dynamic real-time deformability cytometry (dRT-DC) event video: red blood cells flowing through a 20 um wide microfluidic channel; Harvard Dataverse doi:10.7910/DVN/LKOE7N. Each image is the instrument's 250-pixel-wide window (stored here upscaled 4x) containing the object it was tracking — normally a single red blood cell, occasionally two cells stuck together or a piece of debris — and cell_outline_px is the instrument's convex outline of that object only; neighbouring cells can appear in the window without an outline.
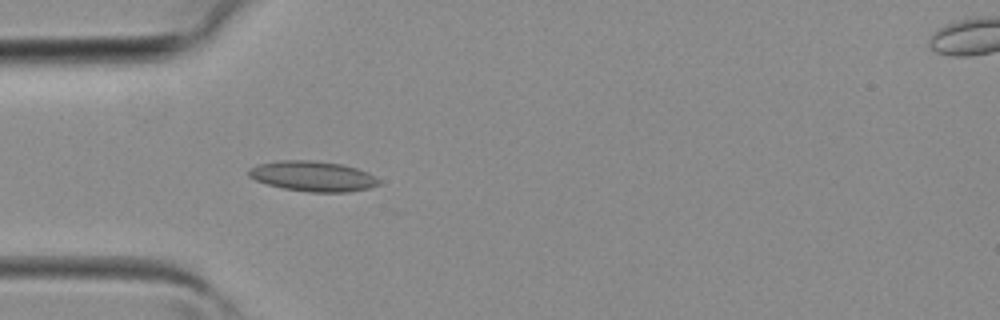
{"species": "common noctule bat (a hibernating species)", "species_latin": "Nyctalus noctula", "temperature_condition": "room temperature", "stored_images_in_passage": 38, "camera_frame_rate_fps": 3000, "um_per_image_px": 0.085, "animal": {"sex": "female", "body_mass_g": 19.3, "forearm_length_mm": 54.1}, "frame": {"image": 1, "passage_image": 11, "time_ms": 3.333, "image_size_px": [1000, 320], "cell_outline_px": [[380, 184], [368, 188], [348, 192], [308, 192], [284, 188], [268, 184], [256, 180], [248, 176], [248, 172], [252, 168], [260, 164], [280, 160], [316, 160], [344, 164], [368, 172], [380, 180]], "centroid_in_image_um": [26.63, 14.97], "position_along_channel_um": 58.4, "area_um2": 22.89}}
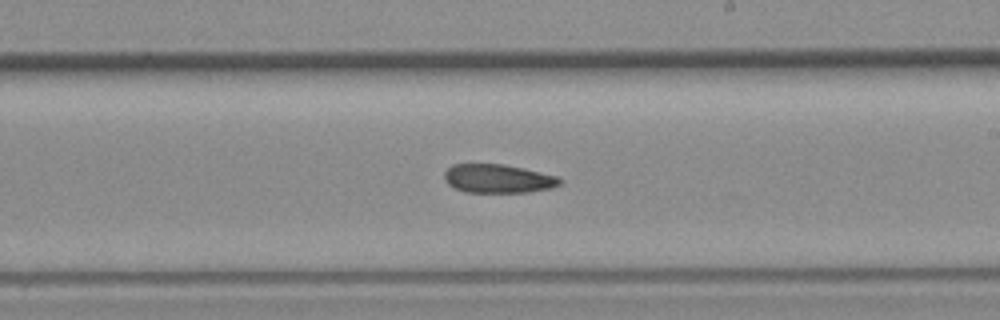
{"frame": {"image": 2, "passage_image": 22, "time_ms": 7.0, "image_size_px": [1000, 320], "cell_outline_px": [[564, 180], [560, 184], [552, 188], [528, 192], [464, 192], [448, 184], [444, 180], [444, 172], [452, 164], [504, 164], [524, 168], [560, 176]], "centroid_in_image_um": [42.37, 15.18], "position_along_channel_um": 246.6, "area_um2": 19.54}}
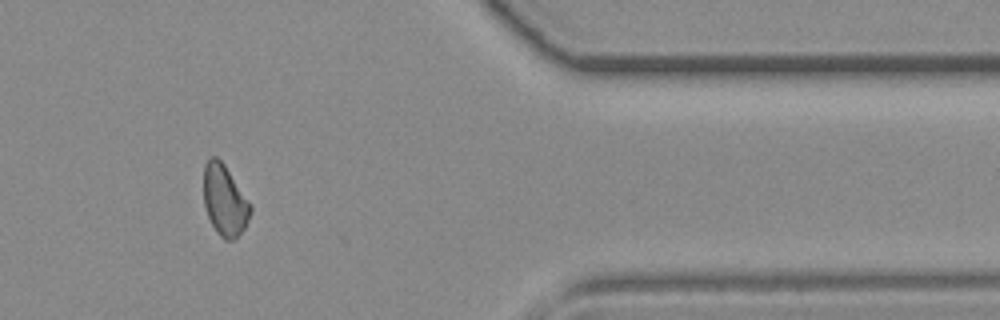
{"frame": {"image": 3, "passage_image": 32, "time_ms": 10.333, "image_size_px": [1000, 320], "cell_outline_px": [[252, 212], [244, 228], [232, 240], [224, 240], [216, 232], [208, 216], [204, 204], [204, 164], [212, 156], [216, 156], [224, 164], [252, 204]], "centroid_in_image_um": [19.11, 17.02], "position_along_channel_um": 392.3, "area_um2": 19.31}}